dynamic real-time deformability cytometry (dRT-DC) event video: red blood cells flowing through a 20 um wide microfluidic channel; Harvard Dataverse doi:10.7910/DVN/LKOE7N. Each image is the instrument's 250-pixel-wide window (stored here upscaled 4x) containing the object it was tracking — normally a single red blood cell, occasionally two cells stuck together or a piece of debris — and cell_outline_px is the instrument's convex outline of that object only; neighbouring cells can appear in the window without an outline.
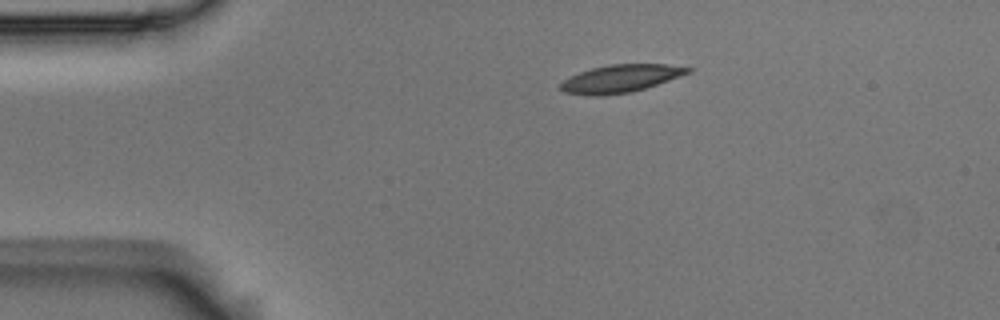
{"species": "Egyptian fruit bat (a non-hibernating species)", "species_latin": "Rousettus aegyptiacus", "temperature_condition": "room temperature", "stored_images_in_passage": 6, "camera_frame_rate_fps": 3000, "um_per_image_px": 0.085, "animal": {"sex": "male"}, "frame": {"image": 1, "passage_image": 1, "time_ms": 0.0, "image_size_px": [1000, 320], "cell_outline_px": [[692, 72], [632, 92], [604, 96], [588, 96], [564, 92], [560, 88], [560, 84], [564, 80], [580, 72], [592, 68], [612, 64], [668, 64], [692, 68]], "centroid_in_image_um": [52.74, 6.69], "position_along_channel_um": 32.3, "area_um2": 20.46}}
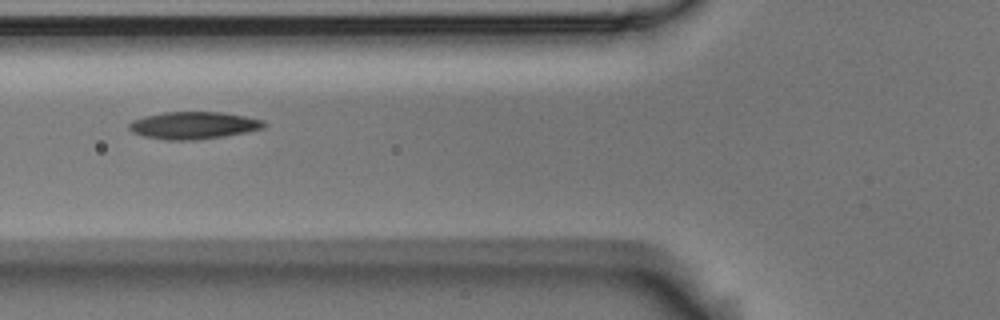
{"frame": {"image": 2, "passage_image": 4, "time_ms": 1.0, "image_size_px": [1000, 320], "cell_outline_px": [[264, 128], [248, 132], [224, 136], [192, 140], [168, 140], [144, 136], [132, 132], [128, 128], [128, 124], [132, 120], [144, 116], [164, 112], [220, 112], [244, 116], [264, 120]], "centroid_in_image_um": [16.43, 10.65], "position_along_channel_um": 109.4, "area_um2": 21.39}}
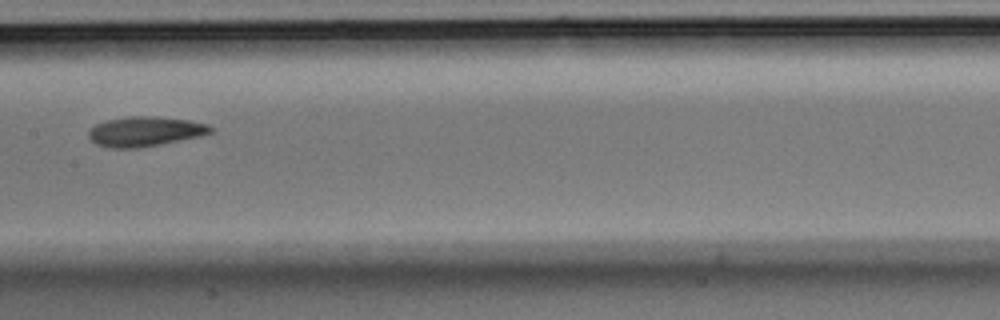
{"frame": {"image": 3, "passage_image": 6, "time_ms": 1.667, "image_size_px": [1000, 320], "cell_outline_px": [[212, 132], [200, 136], [140, 148], [108, 148], [96, 144], [88, 136], [88, 132], [96, 124], [108, 120], [128, 116], [156, 116], [188, 120], [208, 124], [212, 128]], "centroid_in_image_um": [12.32, 11.17], "position_along_channel_um": 195.1, "area_um2": 21.1}}